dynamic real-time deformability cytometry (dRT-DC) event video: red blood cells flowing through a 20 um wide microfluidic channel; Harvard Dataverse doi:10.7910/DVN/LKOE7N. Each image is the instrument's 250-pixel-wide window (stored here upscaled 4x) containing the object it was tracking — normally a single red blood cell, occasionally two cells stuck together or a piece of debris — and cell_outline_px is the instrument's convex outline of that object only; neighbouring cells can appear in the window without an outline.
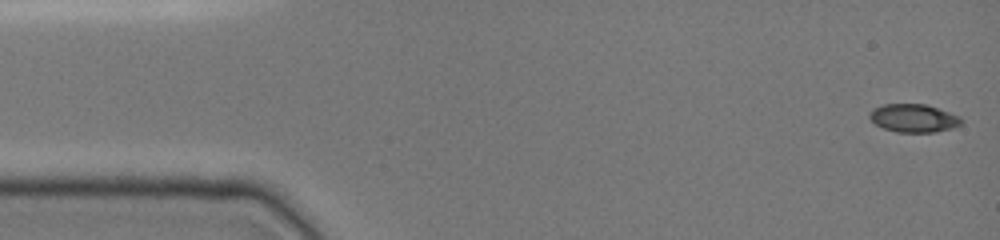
{"species": "common noctule bat (a hibernating species)", "species_latin": "Nyctalus noctula", "temperature_condition": "cold", "stored_images_in_passage": 47, "camera_frame_rate_fps": 3000, "um_per_image_px": 0.085, "animal": {"sex": "female", "body_mass_g": 19.0, "forearm_length_mm": 51.5}, "frame": {"image": 1, "passage_image": 1, "time_ms": 0.0, "image_size_px": [1000, 240], "cell_outline_px": [[964, 120], [960, 124], [952, 128], [936, 132], [896, 132], [884, 128], [876, 124], [868, 116], [872, 108], [884, 104], [924, 104], [960, 116]], "centroid_in_image_um": [77.65, 10.04], "position_along_channel_um": 7.4, "area_um2": 14.97}}
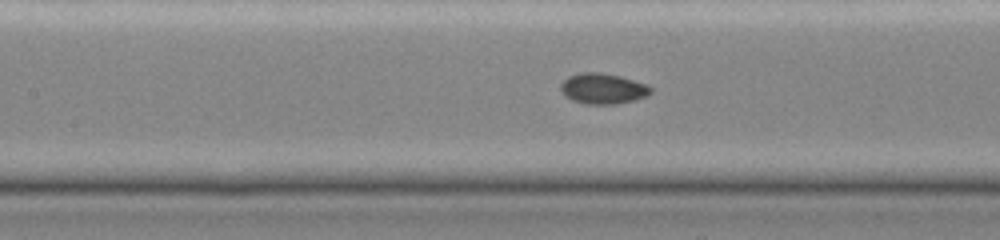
{"frame": {"image": 2, "passage_image": 21, "time_ms": 6.667, "image_size_px": [1000, 240], "cell_outline_px": [[652, 92], [648, 96], [616, 104], [584, 104], [572, 100], [564, 96], [560, 88], [560, 84], [568, 76], [580, 72], [600, 72], [620, 76], [648, 84], [652, 88]], "centroid_in_image_um": [51.24, 7.53], "position_along_channel_um": 156.2, "area_um2": 16.24}}
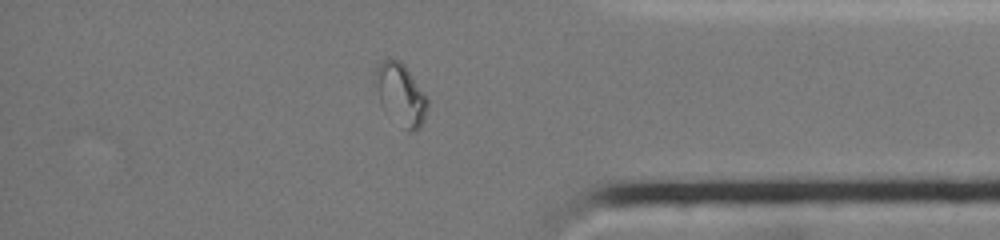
{"frame": {"image": 3, "passage_image": 40, "time_ms": 13.0, "image_size_px": [1000, 240], "cell_outline_px": [[428, 108], [424, 120], [420, 128], [412, 132], [408, 132], [384, 112], [380, 104], [372, 76], [376, 64], [388, 56], [400, 60], [404, 64], [428, 96]], "centroid_in_image_um": [34.02, 7.99], "position_along_channel_um": 401.2, "area_um2": 19.77}}